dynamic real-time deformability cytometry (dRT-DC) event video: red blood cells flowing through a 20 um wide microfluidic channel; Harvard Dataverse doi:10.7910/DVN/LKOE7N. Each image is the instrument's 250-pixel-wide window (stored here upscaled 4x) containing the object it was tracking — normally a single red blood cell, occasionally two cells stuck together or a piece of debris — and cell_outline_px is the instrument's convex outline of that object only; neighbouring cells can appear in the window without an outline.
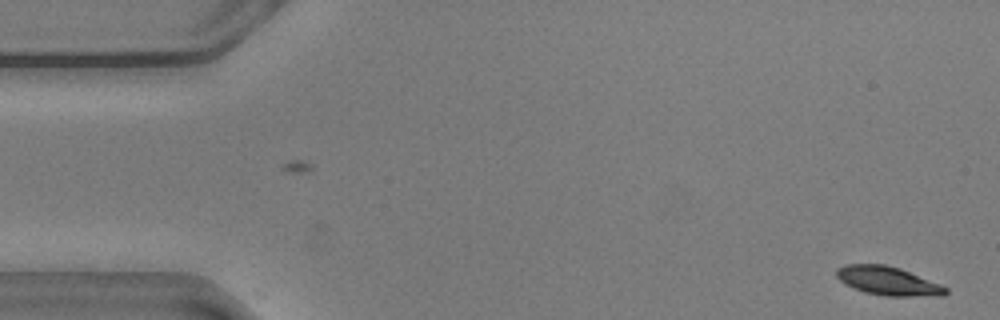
{"species": "common noctule bat (a hibernating species)", "species_latin": "Nyctalus noctula", "temperature_condition": "warm", "stored_images_in_passage": 55, "camera_frame_rate_fps": 3000, "um_per_image_px": 0.085, "animal": {"sex": "male", "body_mass_g": 20.5, "forearm_length_mm": 52.5}, "frame": {"image": 1, "passage_image": 1, "time_ms": 0.0, "image_size_px": [1000, 320], "cell_outline_px": [[948, 292], [944, 296], [884, 296], [864, 292], [844, 284], [836, 276], [836, 268], [844, 264], [884, 264], [900, 268], [940, 284], [948, 288]], "centroid_in_image_um": [75.47, 23.88], "position_along_channel_um": 9.5, "area_um2": 18.38}}
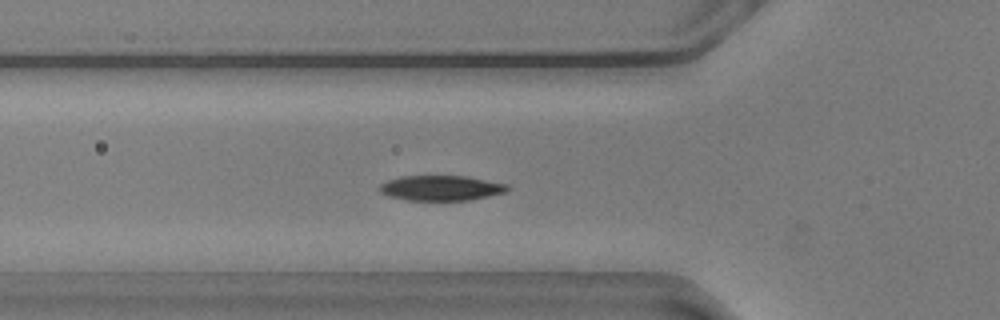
{"frame": {"image": 2, "passage_image": 18, "time_ms": 5.667, "image_size_px": [1000, 320], "cell_outline_px": [[512, 188], [508, 192], [468, 200], [404, 200], [388, 196], [380, 192], [376, 188], [380, 184], [388, 180], [400, 176], [468, 176], [508, 184]], "centroid_in_image_um": [37.5, 15.98], "position_along_channel_um": 88.3, "area_um2": 19.02}}
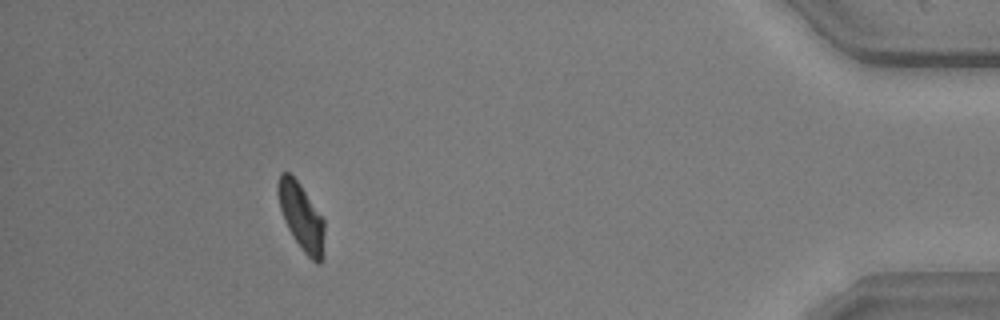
{"frame": {"image": 3, "passage_image": 50, "time_ms": 16.333, "image_size_px": [1000, 320], "cell_outline_px": [[324, 232], [320, 264], [316, 264], [304, 252], [292, 236], [284, 220], [280, 208], [276, 192], [276, 184], [280, 172], [288, 172], [300, 184], [324, 220]], "centroid_in_image_um": [25.57, 18.38], "position_along_channel_um": 409.6, "area_um2": 17.92}, "authors_computed_cell_mechanics": {"area_um2": 19.074, "velocity_mm_per_s": 3.5739, "shape_relaxation_time_tau1_ms": 1.8432, "shape_relaxation_time_tau2_ms": 6.5781, "deformation_change_tau1": 0.1336, "deformation_change_tau2": 0.0799}}